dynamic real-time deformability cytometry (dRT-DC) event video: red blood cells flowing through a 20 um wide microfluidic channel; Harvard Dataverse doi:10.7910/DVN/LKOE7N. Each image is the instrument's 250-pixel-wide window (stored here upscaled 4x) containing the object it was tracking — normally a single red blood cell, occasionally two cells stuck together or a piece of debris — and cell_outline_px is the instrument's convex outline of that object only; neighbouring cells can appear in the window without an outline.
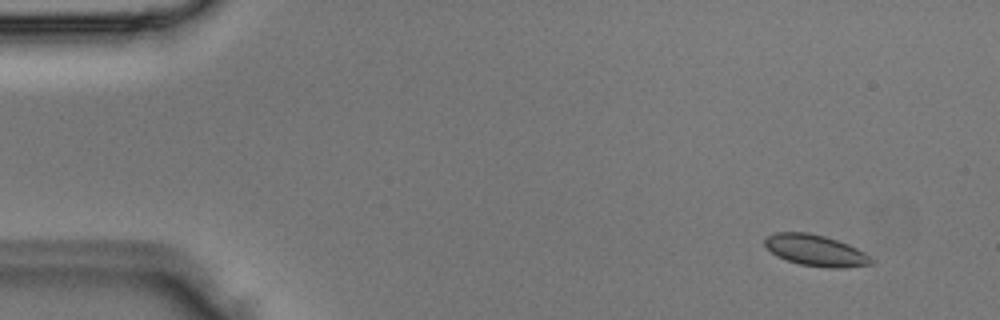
{"species": "Egyptian fruit bat (a non-hibernating species)", "species_latin": "Rousettus aegyptiacus", "temperature_condition": "room temperature", "stored_images_in_passage": 5, "camera_frame_rate_fps": 3000, "um_per_image_px": 0.085, "animal": {"sex": "male"}, "frame": {"image": 1, "passage_image": 2, "time_ms": 0.333, "image_size_px": [1000, 320], "cell_outline_px": [[876, 264], [844, 268], [828, 268], [800, 264], [776, 256], [764, 244], [764, 236], [776, 232], [808, 232], [824, 236], [848, 244], [864, 252], [876, 260]], "centroid_in_image_um": [69.36, 21.29], "position_along_channel_um": 15.6, "area_um2": 19.59}}